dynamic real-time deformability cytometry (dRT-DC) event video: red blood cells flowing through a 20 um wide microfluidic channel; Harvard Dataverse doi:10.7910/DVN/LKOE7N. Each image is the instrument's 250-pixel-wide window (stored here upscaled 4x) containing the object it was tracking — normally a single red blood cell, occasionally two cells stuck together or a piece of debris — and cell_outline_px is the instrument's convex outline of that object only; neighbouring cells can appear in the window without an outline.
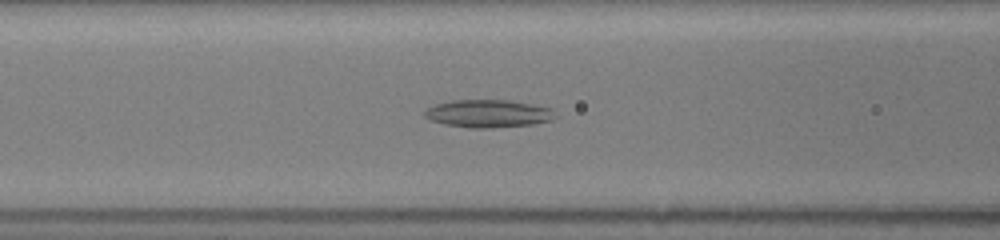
{"species": "common noctule bat (a hibernating species)", "species_latin": "Nyctalus noctula", "temperature_condition": "room temperature", "stored_images_in_passage": 54, "camera_frame_rate_fps": 3000, "um_per_image_px": 0.085, "animal": {"sex": "female", "body_mass_g": 19.5, "forearm_length_mm": 54.1}, "frame": {"image": 1, "passage_image": 24, "time_ms": 7.667, "image_size_px": [1000, 240], "cell_outline_px": [[556, 116], [552, 120], [532, 124], [492, 128], [468, 128], [444, 124], [432, 120], [424, 116], [424, 108], [436, 104], [452, 100], [512, 100], [552, 108]], "centroid_in_image_um": [41.49, 9.65], "position_along_channel_um": 125.1, "area_um2": 21.27}}
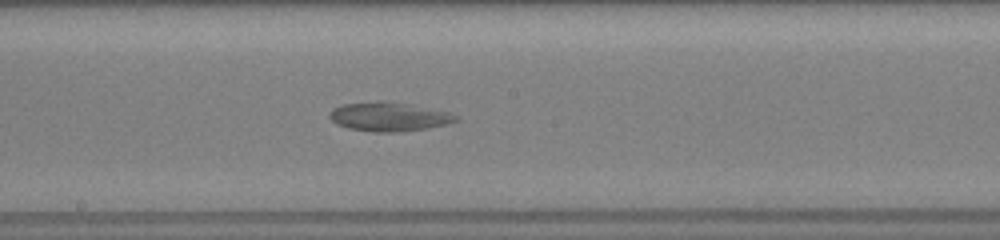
{"frame": {"image": 2, "passage_image": 31, "time_ms": 10.0, "image_size_px": [1000, 240], "cell_outline_px": [[460, 120], [428, 128], [400, 132], [372, 132], [348, 128], [336, 124], [328, 116], [328, 112], [332, 108], [344, 104], [376, 100], [388, 100], [452, 112], [460, 116]], "centroid_in_image_um": [33.06, 9.9], "position_along_channel_um": 215.1, "area_um2": 21.85}}
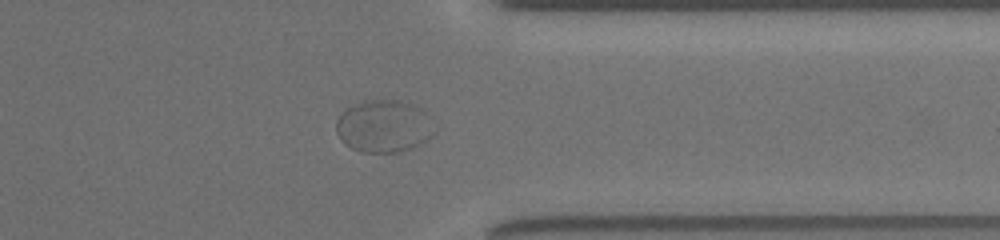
{"frame": {"image": 3, "passage_image": 44, "time_ms": 14.333, "image_size_px": [1000, 240], "cell_outline_px": [[436, 132], [428, 140], [412, 148], [400, 152], [360, 152], [344, 144], [340, 140], [336, 132], [336, 120], [348, 108], [364, 100], [400, 100], [412, 104], [420, 108], [424, 112], [436, 128]], "centroid_in_image_um": [32.64, 10.75], "position_along_channel_um": 378.8, "area_um2": 30.11}}